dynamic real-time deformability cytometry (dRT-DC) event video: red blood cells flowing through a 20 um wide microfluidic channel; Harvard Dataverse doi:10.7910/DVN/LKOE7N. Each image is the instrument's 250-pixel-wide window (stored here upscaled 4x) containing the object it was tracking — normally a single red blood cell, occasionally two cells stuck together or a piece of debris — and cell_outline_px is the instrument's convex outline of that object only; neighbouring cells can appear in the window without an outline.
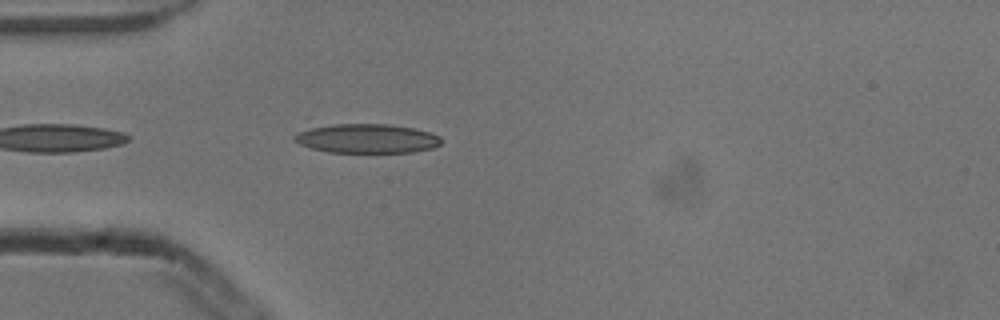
{"species": "common noctule bat (a hibernating species)", "species_latin": "Nyctalus noctula", "temperature_condition": "cold", "stored_images_in_passage": 17, "camera_frame_rate_fps": 3000, "um_per_image_px": 0.085, "animal": {"sex": "male", "body_mass_g": 13.3}, "frame": {"image": 1, "passage_image": 2, "time_ms": 0.333, "image_size_px": [1000, 320], "cell_outline_px": [[440, 144], [432, 148], [412, 152], [328, 152], [312, 148], [300, 144], [292, 140], [292, 136], [300, 132], [312, 128], [332, 124], [388, 124], [412, 128], [432, 132], [440, 136]], "centroid_in_image_um": [31.19, 11.77], "position_along_channel_um": 53.8, "area_um2": 24.8}}
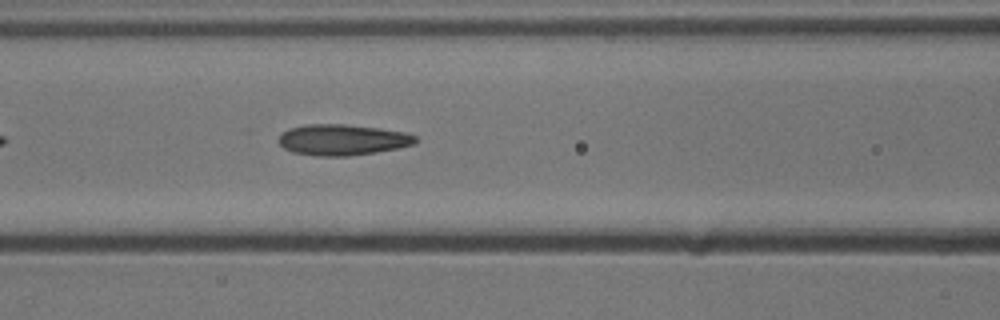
{"frame": {"image": 2, "passage_image": 9, "time_ms": 2.667, "image_size_px": [1000, 320], "cell_outline_px": [[416, 144], [400, 148], [376, 152], [348, 156], [316, 156], [292, 152], [284, 148], [280, 144], [280, 132], [288, 128], [304, 124], [344, 124], [380, 128], [404, 132], [416, 136]], "centroid_in_image_um": [29.1, 11.88], "position_along_channel_um": 137.5, "area_um2": 24.85}}
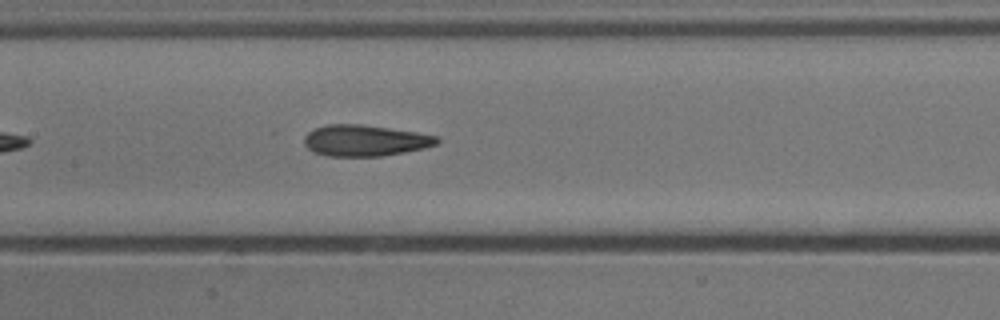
{"frame": {"image": 3, "passage_image": 12, "time_ms": 3.667, "image_size_px": [1000, 320], "cell_outline_px": [[440, 140], [436, 144], [424, 148], [404, 152], [380, 156], [328, 156], [312, 152], [304, 144], [304, 136], [308, 132], [316, 128], [328, 124], [360, 124], [416, 132], [436, 136]], "centroid_in_image_um": [30.99, 11.95], "position_along_channel_um": 176.4, "area_um2": 23.99}}